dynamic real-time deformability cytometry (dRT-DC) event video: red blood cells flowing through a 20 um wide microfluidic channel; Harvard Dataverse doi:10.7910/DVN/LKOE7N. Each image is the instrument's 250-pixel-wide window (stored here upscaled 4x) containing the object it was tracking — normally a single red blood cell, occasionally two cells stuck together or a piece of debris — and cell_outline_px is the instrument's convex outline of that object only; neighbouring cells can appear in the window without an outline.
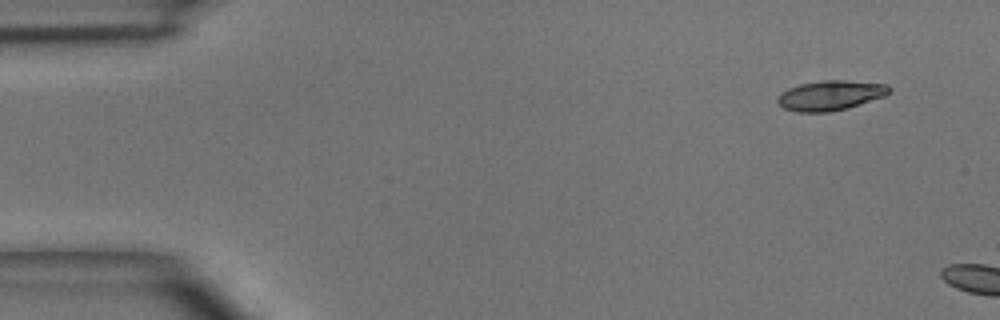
{"species": "common noctule bat (a hibernating species)", "species_latin": "Nyctalus noctula", "temperature_condition": "room temperature", "stored_images_in_passage": 2, "camera_frame_rate_fps": 3000, "um_per_image_px": 0.085, "animal": {"sex": "male", "body_mass_g": 15.6}, "frame": {"image": 1, "passage_image": 1, "time_ms": 0.0, "image_size_px": [1000, 320], "cell_outline_px": [[892, 92], [884, 96], [848, 108], [828, 112], [796, 112], [784, 108], [776, 100], [780, 92], [788, 88], [800, 84], [824, 80], [844, 80], [888, 84], [892, 88]], "centroid_in_image_um": [70.6, 8.1], "position_along_channel_um": 14.4, "area_um2": 19.54}}